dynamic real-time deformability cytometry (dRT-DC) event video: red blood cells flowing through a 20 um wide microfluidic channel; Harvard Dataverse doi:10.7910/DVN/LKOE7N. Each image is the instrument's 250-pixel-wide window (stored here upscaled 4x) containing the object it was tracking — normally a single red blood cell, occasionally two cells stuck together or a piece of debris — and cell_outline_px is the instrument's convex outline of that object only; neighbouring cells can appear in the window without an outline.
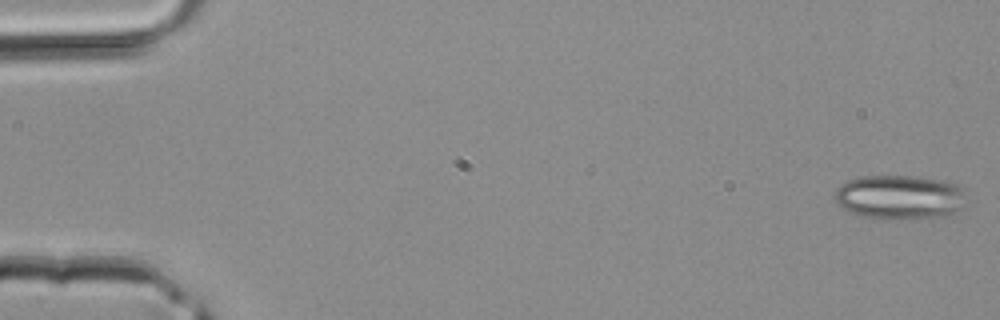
{"species": "common noctule bat (a hibernating species)", "species_latin": "Nyctalus noctula", "temperature_condition": "room temperature", "stored_images_in_passage": 42, "camera_frame_rate_fps": 3000, "um_per_image_px": 0.085, "animal": {"sex": "male", "body_mass_g": 20.4}, "frame": {"image": 1, "passage_image": 1, "time_ms": 0.0, "image_size_px": [1000, 320], "cell_outline_px": [[968, 204], [948, 216], [864, 216], [852, 212], [836, 204], [836, 188], [840, 184], [848, 180], [864, 176], [908, 176], [940, 180], [956, 184], [964, 188]], "centroid_in_image_um": [76.53, 16.7], "position_along_channel_um": 8.5, "area_um2": 33.0}}
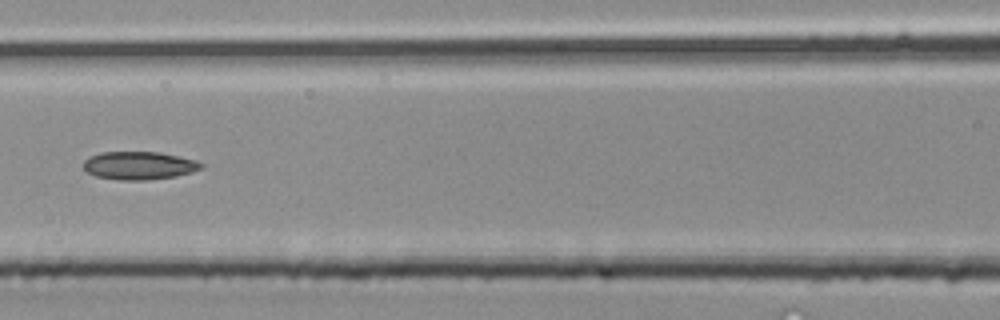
{"frame": {"image": 2, "passage_image": 19, "time_ms": 6.0, "image_size_px": [1000, 320], "cell_outline_px": [[204, 168], [192, 172], [176, 176], [144, 180], [120, 180], [96, 176], [88, 172], [84, 168], [84, 160], [88, 156], [100, 152], [160, 152], [196, 160], [204, 164]], "centroid_in_image_um": [11.84, 14.06], "position_along_channel_um": 154.8, "area_um2": 19.31}}
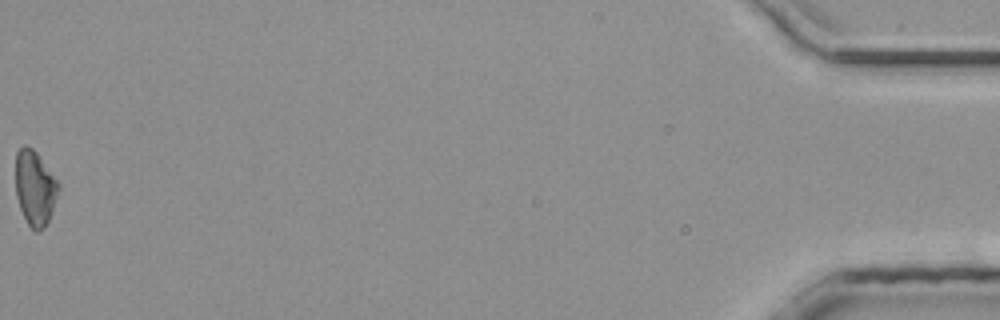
{"frame": {"image": 3, "passage_image": 42, "time_ms": 13.667, "image_size_px": [1000, 320], "cell_outline_px": [[60, 188], [48, 220], [36, 232], [28, 224], [20, 208], [16, 196], [16, 152], [24, 144], [32, 148], [36, 152], [60, 184]], "centroid_in_image_um": [2.96, 15.93], "position_along_channel_um": 432.2, "area_um2": 18.32}}